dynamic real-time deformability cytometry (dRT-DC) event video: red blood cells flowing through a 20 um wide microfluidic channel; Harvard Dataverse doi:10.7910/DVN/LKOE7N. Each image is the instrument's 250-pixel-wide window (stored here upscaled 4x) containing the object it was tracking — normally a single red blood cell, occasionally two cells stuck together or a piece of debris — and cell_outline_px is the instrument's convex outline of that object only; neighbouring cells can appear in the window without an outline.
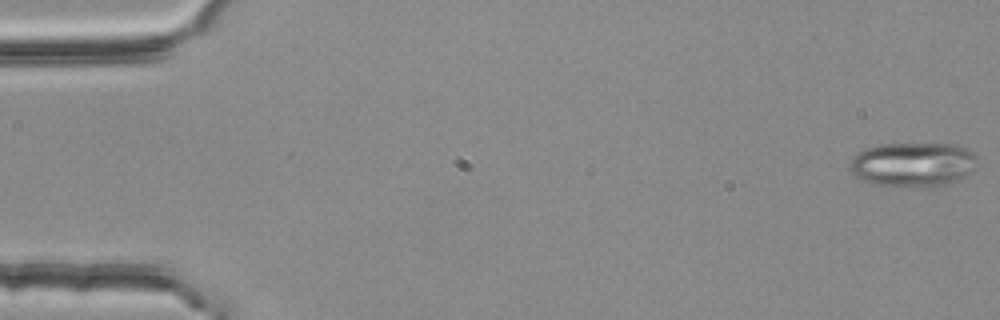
{"species": "common noctule bat (a hibernating species)", "species_latin": "Nyctalus noctula", "temperature_condition": "room temperature", "stored_images_in_passage": 6, "camera_frame_rate_fps": 3000, "um_per_image_px": 0.085, "animal": {"sex": "female", "body_mass_g": 25.1}, "frame": {"image": 1, "passage_image": 1, "time_ms": 0.0, "image_size_px": [1000, 320], "cell_outline_px": [[976, 160], [972, 172], [948, 184], [936, 188], [876, 184], [864, 180], [856, 176], [848, 168], [848, 160], [852, 156], [864, 148], [880, 144], [956, 144], [972, 152], [976, 156]], "centroid_in_image_um": [77.57, 13.98], "position_along_channel_um": 7.4, "area_um2": 33.18}}